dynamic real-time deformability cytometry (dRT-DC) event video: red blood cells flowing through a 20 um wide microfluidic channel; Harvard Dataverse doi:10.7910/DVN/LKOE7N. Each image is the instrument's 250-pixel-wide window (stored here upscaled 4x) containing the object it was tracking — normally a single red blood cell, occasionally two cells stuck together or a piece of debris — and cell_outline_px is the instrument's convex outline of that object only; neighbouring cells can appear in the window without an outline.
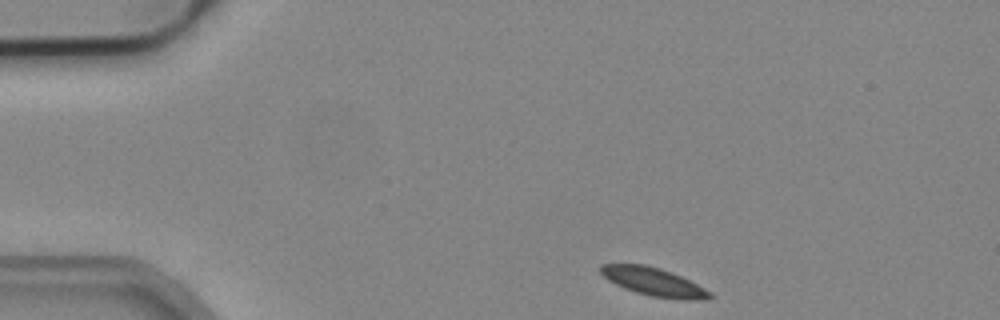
{"species": "common noctule bat (a hibernating species)", "species_latin": "Nyctalus noctula", "temperature_condition": "cold", "stored_images_in_passage": 45, "camera_frame_rate_fps": 3000, "um_per_image_px": 0.085, "animal": {"sex": "male", "body_mass_g": 19.2, "forearm_length_mm": 51.8}, "frame": {"image": 1, "passage_image": 1, "time_ms": 0.0, "image_size_px": [1000, 320], "cell_outline_px": [[712, 296], [708, 300], [680, 300], [652, 296], [636, 292], [624, 288], [608, 280], [600, 272], [600, 264], [644, 264], [660, 268], [672, 272], [712, 292]], "centroid_in_image_um": [55.58, 23.96], "position_along_channel_um": 29.4, "area_um2": 17.92}}
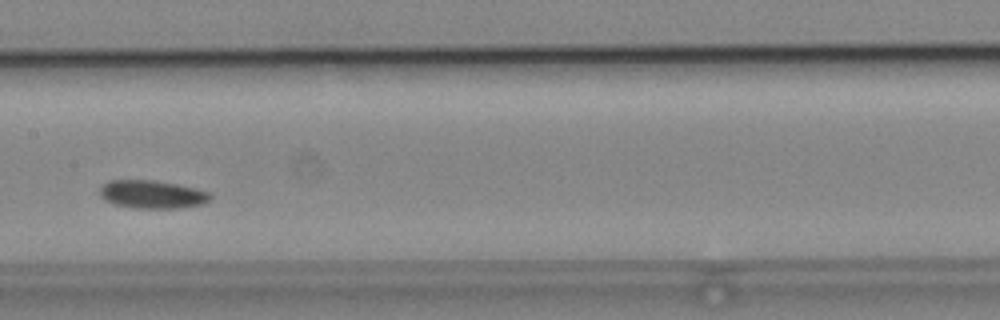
{"frame": {"image": 2, "passage_image": 19, "time_ms": 6.0, "image_size_px": [1000, 320], "cell_outline_px": [[212, 196], [204, 204], [180, 208], [136, 208], [112, 204], [104, 200], [100, 196], [100, 188], [108, 180], [152, 180], [176, 184], [196, 188], [208, 192]], "centroid_in_image_um": [12.91, 16.52], "position_along_channel_um": 194.5, "area_um2": 18.15}}
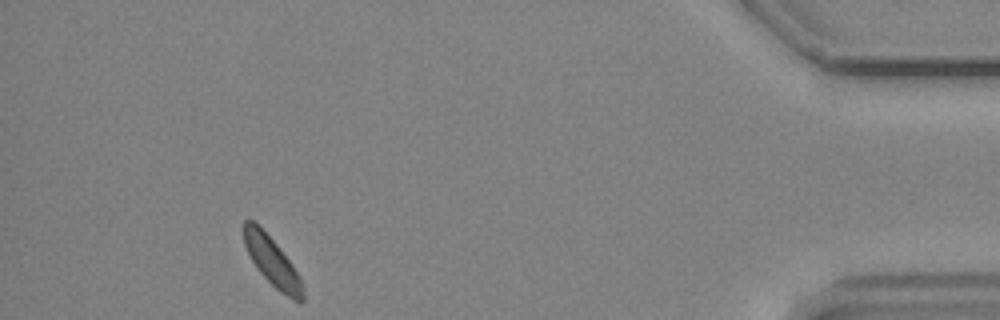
{"frame": {"image": 3, "passage_image": 41, "time_ms": 13.333, "image_size_px": [1000, 320], "cell_outline_px": [[304, 300], [300, 304], [292, 300], [280, 292], [256, 268], [244, 244], [240, 228], [244, 220], [252, 220], [276, 244], [292, 264], [300, 276], [304, 292]], "centroid_in_image_um": [23.12, 22.25], "position_along_channel_um": 412.1, "area_um2": 16.82}}